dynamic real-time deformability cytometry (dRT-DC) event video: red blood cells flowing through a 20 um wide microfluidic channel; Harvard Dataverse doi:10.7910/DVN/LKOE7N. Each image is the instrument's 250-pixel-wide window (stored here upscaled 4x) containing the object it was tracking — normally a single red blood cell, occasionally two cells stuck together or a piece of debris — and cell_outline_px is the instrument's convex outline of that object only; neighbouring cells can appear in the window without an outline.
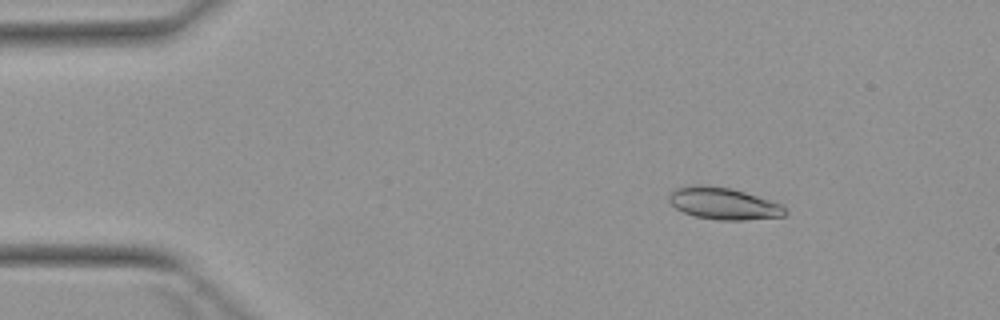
{"species": "Egyptian fruit bat (a non-hibernating species)", "species_latin": "Rousettus aegyptiacus", "temperature_condition": "warm", "stored_images_in_passage": 4, "camera_frame_rate_fps": 3000, "um_per_image_px": 0.085, "animal": {"sex": "female"}, "frame": {"image": 1, "passage_image": 2, "time_ms": 1.0, "image_size_px": [1000, 320], "cell_outline_px": [[788, 212], [784, 216], [744, 220], [720, 220], [696, 216], [684, 212], [676, 208], [668, 200], [668, 192], [676, 188], [692, 184], [704, 184], [732, 188], [780, 204]], "centroid_in_image_um": [61.44, 17.28], "position_along_channel_um": 23.6, "area_um2": 21.56}}